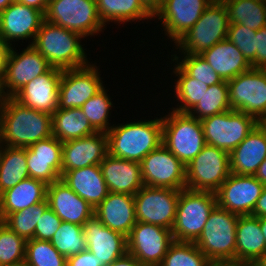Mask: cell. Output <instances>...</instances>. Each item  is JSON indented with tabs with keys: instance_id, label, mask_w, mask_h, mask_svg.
Instances as JSON below:
<instances>
[{
	"instance_id": "cell-37",
	"label": "cell",
	"mask_w": 266,
	"mask_h": 266,
	"mask_svg": "<svg viewBox=\"0 0 266 266\" xmlns=\"http://www.w3.org/2000/svg\"><path fill=\"white\" fill-rule=\"evenodd\" d=\"M231 110L229 102L228 82L222 80L220 83L209 86L204 92L199 103H197L188 114L199 120L216 114Z\"/></svg>"
},
{
	"instance_id": "cell-25",
	"label": "cell",
	"mask_w": 266,
	"mask_h": 266,
	"mask_svg": "<svg viewBox=\"0 0 266 266\" xmlns=\"http://www.w3.org/2000/svg\"><path fill=\"white\" fill-rule=\"evenodd\" d=\"M94 215L106 227L127 237L137 222L134 196L109 192L94 209Z\"/></svg>"
},
{
	"instance_id": "cell-62",
	"label": "cell",
	"mask_w": 266,
	"mask_h": 266,
	"mask_svg": "<svg viewBox=\"0 0 266 266\" xmlns=\"http://www.w3.org/2000/svg\"><path fill=\"white\" fill-rule=\"evenodd\" d=\"M20 1H21V0H12V2H18V3H19Z\"/></svg>"
},
{
	"instance_id": "cell-56",
	"label": "cell",
	"mask_w": 266,
	"mask_h": 266,
	"mask_svg": "<svg viewBox=\"0 0 266 266\" xmlns=\"http://www.w3.org/2000/svg\"><path fill=\"white\" fill-rule=\"evenodd\" d=\"M260 227H261L262 234H263L265 242H266V217L260 218Z\"/></svg>"
},
{
	"instance_id": "cell-23",
	"label": "cell",
	"mask_w": 266,
	"mask_h": 266,
	"mask_svg": "<svg viewBox=\"0 0 266 266\" xmlns=\"http://www.w3.org/2000/svg\"><path fill=\"white\" fill-rule=\"evenodd\" d=\"M86 249L91 251L103 266L124 256L127 251V237L111 230L93 215L84 225Z\"/></svg>"
},
{
	"instance_id": "cell-9",
	"label": "cell",
	"mask_w": 266,
	"mask_h": 266,
	"mask_svg": "<svg viewBox=\"0 0 266 266\" xmlns=\"http://www.w3.org/2000/svg\"><path fill=\"white\" fill-rule=\"evenodd\" d=\"M258 123L253 116L236 110H228L201 120L206 144L229 154Z\"/></svg>"
},
{
	"instance_id": "cell-59",
	"label": "cell",
	"mask_w": 266,
	"mask_h": 266,
	"mask_svg": "<svg viewBox=\"0 0 266 266\" xmlns=\"http://www.w3.org/2000/svg\"><path fill=\"white\" fill-rule=\"evenodd\" d=\"M3 266H27L26 261H20L17 263H13V264H7V265H3Z\"/></svg>"
},
{
	"instance_id": "cell-2",
	"label": "cell",
	"mask_w": 266,
	"mask_h": 266,
	"mask_svg": "<svg viewBox=\"0 0 266 266\" xmlns=\"http://www.w3.org/2000/svg\"><path fill=\"white\" fill-rule=\"evenodd\" d=\"M114 125L107 132L109 154L114 157L141 162L162 145V117Z\"/></svg>"
},
{
	"instance_id": "cell-11",
	"label": "cell",
	"mask_w": 266,
	"mask_h": 266,
	"mask_svg": "<svg viewBox=\"0 0 266 266\" xmlns=\"http://www.w3.org/2000/svg\"><path fill=\"white\" fill-rule=\"evenodd\" d=\"M231 110L266 120V69H250L227 81Z\"/></svg>"
},
{
	"instance_id": "cell-45",
	"label": "cell",
	"mask_w": 266,
	"mask_h": 266,
	"mask_svg": "<svg viewBox=\"0 0 266 266\" xmlns=\"http://www.w3.org/2000/svg\"><path fill=\"white\" fill-rule=\"evenodd\" d=\"M227 39L231 41L251 64L256 56V30L241 24H230Z\"/></svg>"
},
{
	"instance_id": "cell-41",
	"label": "cell",
	"mask_w": 266,
	"mask_h": 266,
	"mask_svg": "<svg viewBox=\"0 0 266 266\" xmlns=\"http://www.w3.org/2000/svg\"><path fill=\"white\" fill-rule=\"evenodd\" d=\"M50 242L66 258L86 250L83 226L74 223L62 222Z\"/></svg>"
},
{
	"instance_id": "cell-6",
	"label": "cell",
	"mask_w": 266,
	"mask_h": 266,
	"mask_svg": "<svg viewBox=\"0 0 266 266\" xmlns=\"http://www.w3.org/2000/svg\"><path fill=\"white\" fill-rule=\"evenodd\" d=\"M217 205L216 194L181 189L172 228L175 241L195 242L201 235L210 213Z\"/></svg>"
},
{
	"instance_id": "cell-48",
	"label": "cell",
	"mask_w": 266,
	"mask_h": 266,
	"mask_svg": "<svg viewBox=\"0 0 266 266\" xmlns=\"http://www.w3.org/2000/svg\"><path fill=\"white\" fill-rule=\"evenodd\" d=\"M66 266H103L97 257L86 249L79 254L67 257Z\"/></svg>"
},
{
	"instance_id": "cell-51",
	"label": "cell",
	"mask_w": 266,
	"mask_h": 266,
	"mask_svg": "<svg viewBox=\"0 0 266 266\" xmlns=\"http://www.w3.org/2000/svg\"><path fill=\"white\" fill-rule=\"evenodd\" d=\"M10 50V46L4 44L0 40V82L2 81L5 73L6 59Z\"/></svg>"
},
{
	"instance_id": "cell-38",
	"label": "cell",
	"mask_w": 266,
	"mask_h": 266,
	"mask_svg": "<svg viewBox=\"0 0 266 266\" xmlns=\"http://www.w3.org/2000/svg\"><path fill=\"white\" fill-rule=\"evenodd\" d=\"M107 91L103 87L81 106L83 113L96 132L107 133L112 127L109 123V113H111L113 102Z\"/></svg>"
},
{
	"instance_id": "cell-42",
	"label": "cell",
	"mask_w": 266,
	"mask_h": 266,
	"mask_svg": "<svg viewBox=\"0 0 266 266\" xmlns=\"http://www.w3.org/2000/svg\"><path fill=\"white\" fill-rule=\"evenodd\" d=\"M67 258L50 241L26 240L25 261L27 266H66Z\"/></svg>"
},
{
	"instance_id": "cell-26",
	"label": "cell",
	"mask_w": 266,
	"mask_h": 266,
	"mask_svg": "<svg viewBox=\"0 0 266 266\" xmlns=\"http://www.w3.org/2000/svg\"><path fill=\"white\" fill-rule=\"evenodd\" d=\"M100 167L109 192L134 196L144 186L140 162L108 154Z\"/></svg>"
},
{
	"instance_id": "cell-39",
	"label": "cell",
	"mask_w": 266,
	"mask_h": 266,
	"mask_svg": "<svg viewBox=\"0 0 266 266\" xmlns=\"http://www.w3.org/2000/svg\"><path fill=\"white\" fill-rule=\"evenodd\" d=\"M209 262L194 242L174 240L159 266H208Z\"/></svg>"
},
{
	"instance_id": "cell-54",
	"label": "cell",
	"mask_w": 266,
	"mask_h": 266,
	"mask_svg": "<svg viewBox=\"0 0 266 266\" xmlns=\"http://www.w3.org/2000/svg\"><path fill=\"white\" fill-rule=\"evenodd\" d=\"M264 186H266V159L260 164L254 175Z\"/></svg>"
},
{
	"instance_id": "cell-13",
	"label": "cell",
	"mask_w": 266,
	"mask_h": 266,
	"mask_svg": "<svg viewBox=\"0 0 266 266\" xmlns=\"http://www.w3.org/2000/svg\"><path fill=\"white\" fill-rule=\"evenodd\" d=\"M50 68L48 61L31 44H28L20 54L11 46L1 81L4 97H13L27 83Z\"/></svg>"
},
{
	"instance_id": "cell-8",
	"label": "cell",
	"mask_w": 266,
	"mask_h": 266,
	"mask_svg": "<svg viewBox=\"0 0 266 266\" xmlns=\"http://www.w3.org/2000/svg\"><path fill=\"white\" fill-rule=\"evenodd\" d=\"M45 20L82 35L99 34L105 26L95 0H49Z\"/></svg>"
},
{
	"instance_id": "cell-5",
	"label": "cell",
	"mask_w": 266,
	"mask_h": 266,
	"mask_svg": "<svg viewBox=\"0 0 266 266\" xmlns=\"http://www.w3.org/2000/svg\"><path fill=\"white\" fill-rule=\"evenodd\" d=\"M230 22L222 0H213L196 23L174 43L183 54H202L227 38Z\"/></svg>"
},
{
	"instance_id": "cell-31",
	"label": "cell",
	"mask_w": 266,
	"mask_h": 266,
	"mask_svg": "<svg viewBox=\"0 0 266 266\" xmlns=\"http://www.w3.org/2000/svg\"><path fill=\"white\" fill-rule=\"evenodd\" d=\"M48 185L34 178H27L0 194V221L9 214L29 208L46 200Z\"/></svg>"
},
{
	"instance_id": "cell-53",
	"label": "cell",
	"mask_w": 266,
	"mask_h": 266,
	"mask_svg": "<svg viewBox=\"0 0 266 266\" xmlns=\"http://www.w3.org/2000/svg\"><path fill=\"white\" fill-rule=\"evenodd\" d=\"M48 2L49 0H21L19 3L33 7L37 10L42 11L45 14Z\"/></svg>"
},
{
	"instance_id": "cell-22",
	"label": "cell",
	"mask_w": 266,
	"mask_h": 266,
	"mask_svg": "<svg viewBox=\"0 0 266 266\" xmlns=\"http://www.w3.org/2000/svg\"><path fill=\"white\" fill-rule=\"evenodd\" d=\"M29 177L47 185L61 179L62 142L55 136L26 147Z\"/></svg>"
},
{
	"instance_id": "cell-34",
	"label": "cell",
	"mask_w": 266,
	"mask_h": 266,
	"mask_svg": "<svg viewBox=\"0 0 266 266\" xmlns=\"http://www.w3.org/2000/svg\"><path fill=\"white\" fill-rule=\"evenodd\" d=\"M27 178L26 148L0 145V194Z\"/></svg>"
},
{
	"instance_id": "cell-43",
	"label": "cell",
	"mask_w": 266,
	"mask_h": 266,
	"mask_svg": "<svg viewBox=\"0 0 266 266\" xmlns=\"http://www.w3.org/2000/svg\"><path fill=\"white\" fill-rule=\"evenodd\" d=\"M171 57L173 58V60L171 58V61L176 62L190 77L205 83L207 86L222 81L220 76L200 54H184V56H181L182 60L177 54L171 55Z\"/></svg>"
},
{
	"instance_id": "cell-61",
	"label": "cell",
	"mask_w": 266,
	"mask_h": 266,
	"mask_svg": "<svg viewBox=\"0 0 266 266\" xmlns=\"http://www.w3.org/2000/svg\"><path fill=\"white\" fill-rule=\"evenodd\" d=\"M266 127V120L261 122Z\"/></svg>"
},
{
	"instance_id": "cell-15",
	"label": "cell",
	"mask_w": 266,
	"mask_h": 266,
	"mask_svg": "<svg viewBox=\"0 0 266 266\" xmlns=\"http://www.w3.org/2000/svg\"><path fill=\"white\" fill-rule=\"evenodd\" d=\"M140 163L144 185L176 190L186 188V166L163 144Z\"/></svg>"
},
{
	"instance_id": "cell-19",
	"label": "cell",
	"mask_w": 266,
	"mask_h": 266,
	"mask_svg": "<svg viewBox=\"0 0 266 266\" xmlns=\"http://www.w3.org/2000/svg\"><path fill=\"white\" fill-rule=\"evenodd\" d=\"M109 154L107 133L62 142L61 176L70 170L100 165Z\"/></svg>"
},
{
	"instance_id": "cell-44",
	"label": "cell",
	"mask_w": 266,
	"mask_h": 266,
	"mask_svg": "<svg viewBox=\"0 0 266 266\" xmlns=\"http://www.w3.org/2000/svg\"><path fill=\"white\" fill-rule=\"evenodd\" d=\"M26 240L0 221V266L25 260Z\"/></svg>"
},
{
	"instance_id": "cell-10",
	"label": "cell",
	"mask_w": 266,
	"mask_h": 266,
	"mask_svg": "<svg viewBox=\"0 0 266 266\" xmlns=\"http://www.w3.org/2000/svg\"><path fill=\"white\" fill-rule=\"evenodd\" d=\"M229 174V153L206 144L186 165V188L215 193Z\"/></svg>"
},
{
	"instance_id": "cell-20",
	"label": "cell",
	"mask_w": 266,
	"mask_h": 266,
	"mask_svg": "<svg viewBox=\"0 0 266 266\" xmlns=\"http://www.w3.org/2000/svg\"><path fill=\"white\" fill-rule=\"evenodd\" d=\"M213 0H164L153 16L161 20L165 35L176 41L201 17Z\"/></svg>"
},
{
	"instance_id": "cell-33",
	"label": "cell",
	"mask_w": 266,
	"mask_h": 266,
	"mask_svg": "<svg viewBox=\"0 0 266 266\" xmlns=\"http://www.w3.org/2000/svg\"><path fill=\"white\" fill-rule=\"evenodd\" d=\"M95 2L100 20L105 27L110 21L124 25L131 21L154 19L140 0H95Z\"/></svg>"
},
{
	"instance_id": "cell-35",
	"label": "cell",
	"mask_w": 266,
	"mask_h": 266,
	"mask_svg": "<svg viewBox=\"0 0 266 266\" xmlns=\"http://www.w3.org/2000/svg\"><path fill=\"white\" fill-rule=\"evenodd\" d=\"M230 24H241L252 30L266 26V0H222Z\"/></svg>"
},
{
	"instance_id": "cell-1",
	"label": "cell",
	"mask_w": 266,
	"mask_h": 266,
	"mask_svg": "<svg viewBox=\"0 0 266 266\" xmlns=\"http://www.w3.org/2000/svg\"><path fill=\"white\" fill-rule=\"evenodd\" d=\"M52 136V114L4 98L0 113V145L26 148Z\"/></svg>"
},
{
	"instance_id": "cell-55",
	"label": "cell",
	"mask_w": 266,
	"mask_h": 266,
	"mask_svg": "<svg viewBox=\"0 0 266 266\" xmlns=\"http://www.w3.org/2000/svg\"><path fill=\"white\" fill-rule=\"evenodd\" d=\"M208 266H248L238 261H210Z\"/></svg>"
},
{
	"instance_id": "cell-58",
	"label": "cell",
	"mask_w": 266,
	"mask_h": 266,
	"mask_svg": "<svg viewBox=\"0 0 266 266\" xmlns=\"http://www.w3.org/2000/svg\"><path fill=\"white\" fill-rule=\"evenodd\" d=\"M11 3L12 0H0V12L5 10Z\"/></svg>"
},
{
	"instance_id": "cell-4",
	"label": "cell",
	"mask_w": 266,
	"mask_h": 266,
	"mask_svg": "<svg viewBox=\"0 0 266 266\" xmlns=\"http://www.w3.org/2000/svg\"><path fill=\"white\" fill-rule=\"evenodd\" d=\"M162 144L185 166L206 145L201 120L172 110L162 117Z\"/></svg>"
},
{
	"instance_id": "cell-7",
	"label": "cell",
	"mask_w": 266,
	"mask_h": 266,
	"mask_svg": "<svg viewBox=\"0 0 266 266\" xmlns=\"http://www.w3.org/2000/svg\"><path fill=\"white\" fill-rule=\"evenodd\" d=\"M238 215L219 207L212 210L199 238L194 242L210 261H234Z\"/></svg>"
},
{
	"instance_id": "cell-28",
	"label": "cell",
	"mask_w": 266,
	"mask_h": 266,
	"mask_svg": "<svg viewBox=\"0 0 266 266\" xmlns=\"http://www.w3.org/2000/svg\"><path fill=\"white\" fill-rule=\"evenodd\" d=\"M61 180L78 196L95 209L108 195L109 191L100 165H90L65 172Z\"/></svg>"
},
{
	"instance_id": "cell-32",
	"label": "cell",
	"mask_w": 266,
	"mask_h": 266,
	"mask_svg": "<svg viewBox=\"0 0 266 266\" xmlns=\"http://www.w3.org/2000/svg\"><path fill=\"white\" fill-rule=\"evenodd\" d=\"M82 109L57 108L52 114V135L61 142H66L95 134Z\"/></svg>"
},
{
	"instance_id": "cell-24",
	"label": "cell",
	"mask_w": 266,
	"mask_h": 266,
	"mask_svg": "<svg viewBox=\"0 0 266 266\" xmlns=\"http://www.w3.org/2000/svg\"><path fill=\"white\" fill-rule=\"evenodd\" d=\"M46 200L62 222L83 226L94 215L91 205L61 179L48 185Z\"/></svg>"
},
{
	"instance_id": "cell-14",
	"label": "cell",
	"mask_w": 266,
	"mask_h": 266,
	"mask_svg": "<svg viewBox=\"0 0 266 266\" xmlns=\"http://www.w3.org/2000/svg\"><path fill=\"white\" fill-rule=\"evenodd\" d=\"M173 241L170 229L137 221L127 236V251L141 264L159 266Z\"/></svg>"
},
{
	"instance_id": "cell-49",
	"label": "cell",
	"mask_w": 266,
	"mask_h": 266,
	"mask_svg": "<svg viewBox=\"0 0 266 266\" xmlns=\"http://www.w3.org/2000/svg\"><path fill=\"white\" fill-rule=\"evenodd\" d=\"M251 215L258 218L266 217V186H264L261 196L257 199Z\"/></svg>"
},
{
	"instance_id": "cell-36",
	"label": "cell",
	"mask_w": 266,
	"mask_h": 266,
	"mask_svg": "<svg viewBox=\"0 0 266 266\" xmlns=\"http://www.w3.org/2000/svg\"><path fill=\"white\" fill-rule=\"evenodd\" d=\"M173 74L178 76L175 80V99L180 101V105H176L171 110L188 113L199 101L202 95L209 88L205 83H202L190 77L176 62L174 63Z\"/></svg>"
},
{
	"instance_id": "cell-50",
	"label": "cell",
	"mask_w": 266,
	"mask_h": 266,
	"mask_svg": "<svg viewBox=\"0 0 266 266\" xmlns=\"http://www.w3.org/2000/svg\"><path fill=\"white\" fill-rule=\"evenodd\" d=\"M107 266H146L144 264H141L134 256H132L130 253H126L124 256L118 258L111 264Z\"/></svg>"
},
{
	"instance_id": "cell-57",
	"label": "cell",
	"mask_w": 266,
	"mask_h": 266,
	"mask_svg": "<svg viewBox=\"0 0 266 266\" xmlns=\"http://www.w3.org/2000/svg\"><path fill=\"white\" fill-rule=\"evenodd\" d=\"M251 266H266V254L257 259Z\"/></svg>"
},
{
	"instance_id": "cell-40",
	"label": "cell",
	"mask_w": 266,
	"mask_h": 266,
	"mask_svg": "<svg viewBox=\"0 0 266 266\" xmlns=\"http://www.w3.org/2000/svg\"><path fill=\"white\" fill-rule=\"evenodd\" d=\"M48 207V201L45 200L24 210L9 214L2 222L25 240L33 239L37 222Z\"/></svg>"
},
{
	"instance_id": "cell-46",
	"label": "cell",
	"mask_w": 266,
	"mask_h": 266,
	"mask_svg": "<svg viewBox=\"0 0 266 266\" xmlns=\"http://www.w3.org/2000/svg\"><path fill=\"white\" fill-rule=\"evenodd\" d=\"M61 223L62 220L48 207L37 222L33 239L50 241Z\"/></svg>"
},
{
	"instance_id": "cell-30",
	"label": "cell",
	"mask_w": 266,
	"mask_h": 266,
	"mask_svg": "<svg viewBox=\"0 0 266 266\" xmlns=\"http://www.w3.org/2000/svg\"><path fill=\"white\" fill-rule=\"evenodd\" d=\"M222 80L228 81L252 69L242 52L227 38L200 54Z\"/></svg>"
},
{
	"instance_id": "cell-16",
	"label": "cell",
	"mask_w": 266,
	"mask_h": 266,
	"mask_svg": "<svg viewBox=\"0 0 266 266\" xmlns=\"http://www.w3.org/2000/svg\"><path fill=\"white\" fill-rule=\"evenodd\" d=\"M95 64L63 70L59 84L58 108L70 109L81 106L104 86L99 68Z\"/></svg>"
},
{
	"instance_id": "cell-47",
	"label": "cell",
	"mask_w": 266,
	"mask_h": 266,
	"mask_svg": "<svg viewBox=\"0 0 266 266\" xmlns=\"http://www.w3.org/2000/svg\"><path fill=\"white\" fill-rule=\"evenodd\" d=\"M256 50L252 68L266 69V26L256 31Z\"/></svg>"
},
{
	"instance_id": "cell-18",
	"label": "cell",
	"mask_w": 266,
	"mask_h": 266,
	"mask_svg": "<svg viewBox=\"0 0 266 266\" xmlns=\"http://www.w3.org/2000/svg\"><path fill=\"white\" fill-rule=\"evenodd\" d=\"M44 20L42 11L12 2L0 12V40L11 47L12 41L32 39V45Z\"/></svg>"
},
{
	"instance_id": "cell-27",
	"label": "cell",
	"mask_w": 266,
	"mask_h": 266,
	"mask_svg": "<svg viewBox=\"0 0 266 266\" xmlns=\"http://www.w3.org/2000/svg\"><path fill=\"white\" fill-rule=\"evenodd\" d=\"M266 159V127L258 123L248 136L229 154L230 173L255 175Z\"/></svg>"
},
{
	"instance_id": "cell-12",
	"label": "cell",
	"mask_w": 266,
	"mask_h": 266,
	"mask_svg": "<svg viewBox=\"0 0 266 266\" xmlns=\"http://www.w3.org/2000/svg\"><path fill=\"white\" fill-rule=\"evenodd\" d=\"M180 191L144 185L134 195L137 221L172 230Z\"/></svg>"
},
{
	"instance_id": "cell-60",
	"label": "cell",
	"mask_w": 266,
	"mask_h": 266,
	"mask_svg": "<svg viewBox=\"0 0 266 266\" xmlns=\"http://www.w3.org/2000/svg\"><path fill=\"white\" fill-rule=\"evenodd\" d=\"M4 98L5 97L2 93L1 82H0V106L3 104Z\"/></svg>"
},
{
	"instance_id": "cell-52",
	"label": "cell",
	"mask_w": 266,
	"mask_h": 266,
	"mask_svg": "<svg viewBox=\"0 0 266 266\" xmlns=\"http://www.w3.org/2000/svg\"><path fill=\"white\" fill-rule=\"evenodd\" d=\"M140 2L154 16L162 7L164 0H140Z\"/></svg>"
},
{
	"instance_id": "cell-17",
	"label": "cell",
	"mask_w": 266,
	"mask_h": 266,
	"mask_svg": "<svg viewBox=\"0 0 266 266\" xmlns=\"http://www.w3.org/2000/svg\"><path fill=\"white\" fill-rule=\"evenodd\" d=\"M263 188L254 175L230 173L215 192L217 205L238 216L251 215Z\"/></svg>"
},
{
	"instance_id": "cell-29",
	"label": "cell",
	"mask_w": 266,
	"mask_h": 266,
	"mask_svg": "<svg viewBox=\"0 0 266 266\" xmlns=\"http://www.w3.org/2000/svg\"><path fill=\"white\" fill-rule=\"evenodd\" d=\"M266 254V242L260 218L252 215L238 217L236 226L235 261L251 266Z\"/></svg>"
},
{
	"instance_id": "cell-21",
	"label": "cell",
	"mask_w": 266,
	"mask_h": 266,
	"mask_svg": "<svg viewBox=\"0 0 266 266\" xmlns=\"http://www.w3.org/2000/svg\"><path fill=\"white\" fill-rule=\"evenodd\" d=\"M63 70L51 67L27 83L13 98L23 106L53 114L58 108L59 84Z\"/></svg>"
},
{
	"instance_id": "cell-3",
	"label": "cell",
	"mask_w": 266,
	"mask_h": 266,
	"mask_svg": "<svg viewBox=\"0 0 266 266\" xmlns=\"http://www.w3.org/2000/svg\"><path fill=\"white\" fill-rule=\"evenodd\" d=\"M84 37L76 32L44 20L32 46L48 61L51 67L61 70L86 66V52L81 44Z\"/></svg>"
}]
</instances>
